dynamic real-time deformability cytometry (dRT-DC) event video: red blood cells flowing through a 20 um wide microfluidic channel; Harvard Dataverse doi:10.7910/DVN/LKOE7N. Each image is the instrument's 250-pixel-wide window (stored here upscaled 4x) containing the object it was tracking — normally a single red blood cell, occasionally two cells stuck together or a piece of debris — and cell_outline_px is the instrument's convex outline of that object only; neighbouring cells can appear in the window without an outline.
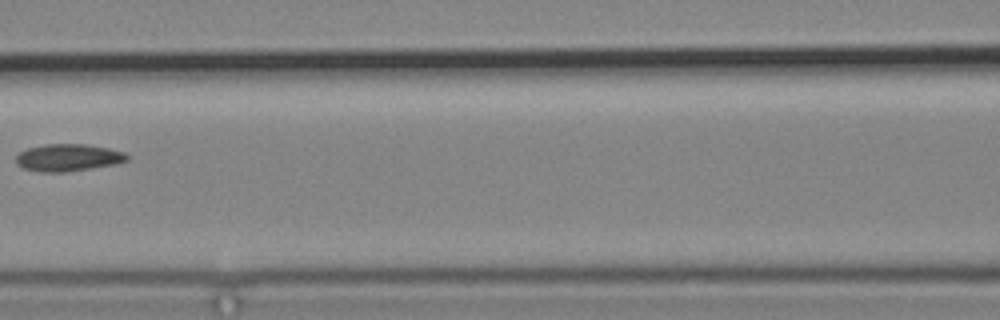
{"species": "common noctule bat (a hibernating species)", "species_latin": "Nyctalus noctula", "temperature_condition": "cold", "stored_images_in_passage": 8, "camera_frame_rate_fps": 3000, "um_per_image_px": 0.085, "animal": {"sex": "male", "body_mass_g": 19.2, "forearm_length_mm": 51.8}, "frame": {"image": 1, "passage_image": 8, "time_ms": 9.667, "image_size_px": [1000, 320], "cell_outline_px": [[128, 160], [116, 164], [68, 172], [40, 172], [24, 168], [16, 164], [16, 156], [20, 152], [28, 148], [44, 144], [84, 144], [108, 148], [124, 152], [128, 156]], "centroid_in_image_um": [5.78, 13.4], "position_along_channel_um": 160.8, "area_um2": 17.63}}